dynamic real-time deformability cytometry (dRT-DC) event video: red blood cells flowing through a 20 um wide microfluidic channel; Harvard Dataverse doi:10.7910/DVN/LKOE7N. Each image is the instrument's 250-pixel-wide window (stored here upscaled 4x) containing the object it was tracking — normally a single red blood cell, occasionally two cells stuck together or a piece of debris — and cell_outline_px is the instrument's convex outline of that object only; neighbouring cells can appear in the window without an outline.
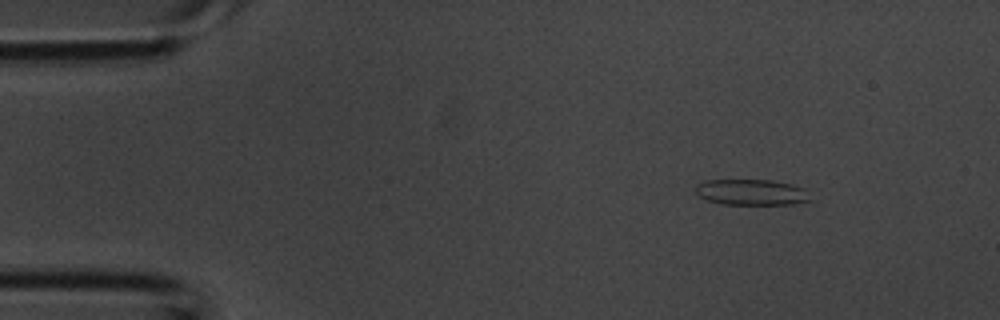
{"species": "common noctule bat (a hibernating species)", "species_latin": "Nyctalus noctula", "temperature_condition": "room temperature", "stored_images_in_passage": 4, "camera_frame_rate_fps": 3000, "um_per_image_px": 0.085, "animal": {"sex": "male", "body_mass_g": 20.1, "forearm_length_mm": 53.5}, "frame": {"image": 1, "passage_image": 1, "time_ms": 0.0, "image_size_px": [1000, 320], "cell_outline_px": [[812, 200], [792, 204], [720, 204], [696, 196], [696, 184], [704, 180], [772, 180], [792, 184], [804, 188]], "centroid_in_image_um": [63.84, 16.34], "position_along_channel_um": 21.2, "area_um2": 17.4}}
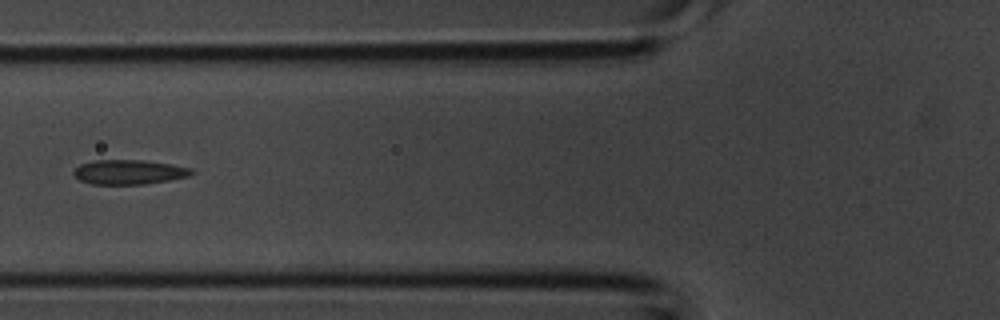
{"frame": {"image": 2, "passage_image": 4, "time_ms": 1.0, "image_size_px": [1000, 320], "cell_outline_px": [[196, 172], [188, 176], [172, 180], [144, 184], [92, 184], [80, 180], [72, 172], [80, 164], [92, 160], [144, 160], [172, 164], [192, 168]], "centroid_in_image_um": [11.0, 14.62], "position_along_channel_um": 114.8, "area_um2": 16.99}}